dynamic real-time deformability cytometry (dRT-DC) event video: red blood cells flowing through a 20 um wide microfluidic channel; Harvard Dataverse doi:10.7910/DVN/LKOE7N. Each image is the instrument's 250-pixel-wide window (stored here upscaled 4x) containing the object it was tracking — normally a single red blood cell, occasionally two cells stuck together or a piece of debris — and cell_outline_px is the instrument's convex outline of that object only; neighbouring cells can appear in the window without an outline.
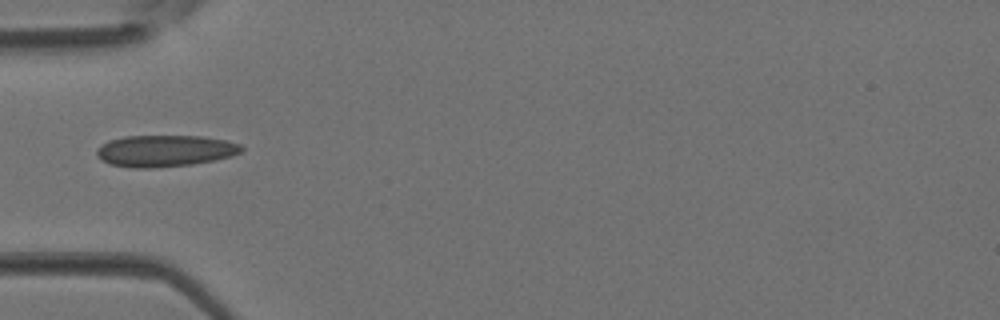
{"species": "Egyptian fruit bat (a non-hibernating species)", "species_latin": "Rousettus aegyptiacus", "temperature_condition": "room temperature", "stored_images_in_passage": 1, "camera_frame_rate_fps": 3000, "um_per_image_px": 0.085, "animal": {"sex": "female"}, "frame": {"image": 1, "passage_image": 1, "time_ms": 0.0, "image_size_px": [1000, 320], "cell_outline_px": [[244, 148], [240, 152], [232, 156], [216, 160], [192, 164], [152, 168], [132, 168], [108, 164], [100, 160], [96, 156], [96, 152], [108, 140], [124, 136], [204, 136], [224, 140], [240, 144]], "centroid_in_image_um": [14.01, 12.83], "position_along_channel_um": 71.0, "area_um2": 26.76}}